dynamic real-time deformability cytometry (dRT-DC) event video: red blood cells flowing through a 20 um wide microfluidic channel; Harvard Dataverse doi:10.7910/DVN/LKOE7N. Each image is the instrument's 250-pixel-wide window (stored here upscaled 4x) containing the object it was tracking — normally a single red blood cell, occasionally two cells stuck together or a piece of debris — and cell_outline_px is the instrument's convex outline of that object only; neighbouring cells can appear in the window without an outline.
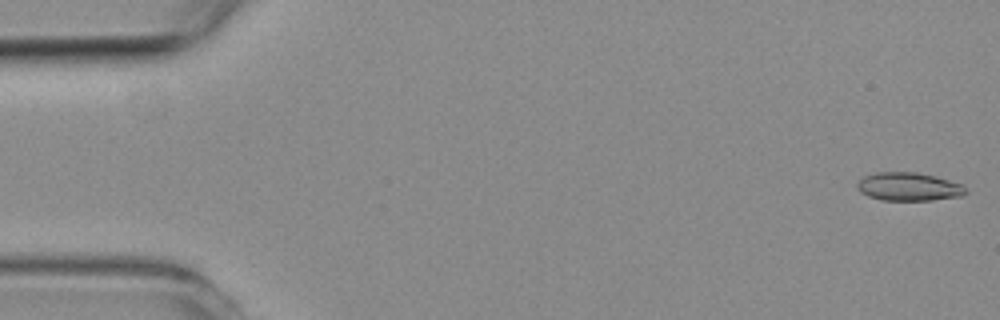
{"species": "common noctule bat (a hibernating species)", "species_latin": "Nyctalus noctula", "temperature_condition": "room temperature", "stored_images_in_passage": 5, "camera_frame_rate_fps": 3000, "um_per_image_px": 0.085, "animal": {"sex": "female", "body_mass_g": 19.3, "forearm_length_mm": 54.1}, "frame": {"image": 1, "passage_image": 1, "time_ms": 0.0, "image_size_px": [1000, 320], "cell_outline_px": [[968, 192], [964, 196], [932, 200], [880, 200], [868, 196], [860, 192], [856, 188], [856, 184], [864, 176], [876, 172], [916, 172], [936, 176], [960, 184]], "centroid_in_image_um": [77.22, 15.87], "position_along_channel_um": 7.8, "area_um2": 17.98}}
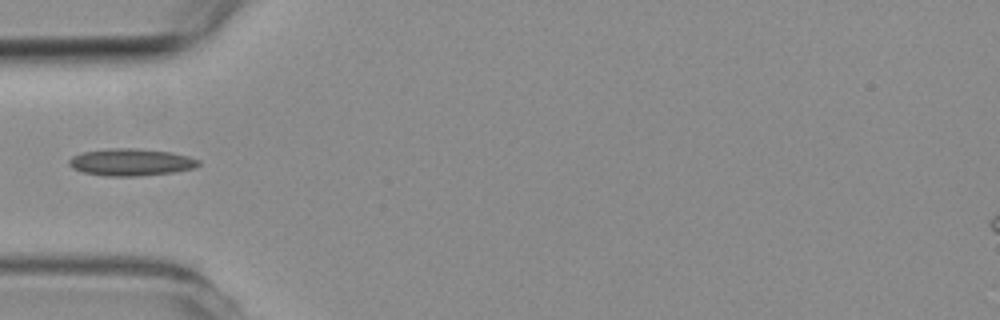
{"frame": {"image": 2, "passage_image": 5, "time_ms": 5.333, "image_size_px": [1000, 320], "cell_outline_px": [[200, 164], [192, 168], [172, 172], [140, 176], [104, 176], [84, 172], [72, 168], [68, 164], [68, 160], [72, 156], [80, 152], [108, 148], [136, 148], [172, 152], [188, 156], [200, 160]], "centroid_in_image_um": [11.09, 13.77], "position_along_channel_um": 73.9, "area_um2": 20.58}}